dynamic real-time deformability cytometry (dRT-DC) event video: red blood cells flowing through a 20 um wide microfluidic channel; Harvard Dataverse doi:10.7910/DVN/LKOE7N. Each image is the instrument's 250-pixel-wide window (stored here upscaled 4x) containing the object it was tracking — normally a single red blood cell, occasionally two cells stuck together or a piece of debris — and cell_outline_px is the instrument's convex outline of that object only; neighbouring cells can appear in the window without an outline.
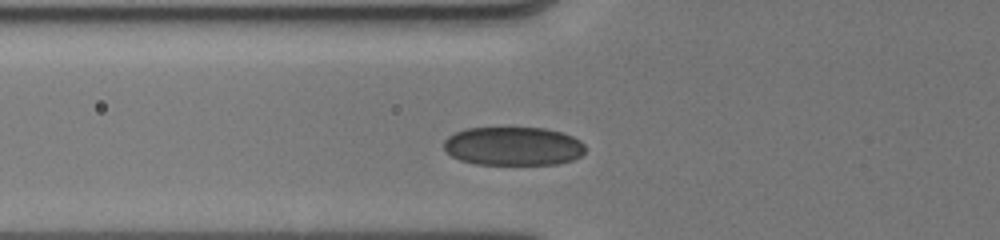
{"species": "human", "species_latin": "Homo sapiens", "temperature_condition": "cold", "stored_images_in_passage": 6, "camera_frame_rate_fps": 3000, "um_per_image_px": 0.085, "donor": {"sex": "male"}, "frame": {"image": 1, "passage_image": 5, "time_ms": 2.333, "image_size_px": [1000, 240], "cell_outline_px": [[584, 152], [580, 156], [572, 160], [556, 164], [476, 164], [460, 160], [452, 156], [444, 148], [444, 140], [448, 136], [464, 128], [544, 128], [560, 132], [572, 136], [580, 140], [584, 144]], "centroid_in_image_um": [43.61, 12.42], "position_along_channel_um": 82.2, "area_um2": 31.79}}